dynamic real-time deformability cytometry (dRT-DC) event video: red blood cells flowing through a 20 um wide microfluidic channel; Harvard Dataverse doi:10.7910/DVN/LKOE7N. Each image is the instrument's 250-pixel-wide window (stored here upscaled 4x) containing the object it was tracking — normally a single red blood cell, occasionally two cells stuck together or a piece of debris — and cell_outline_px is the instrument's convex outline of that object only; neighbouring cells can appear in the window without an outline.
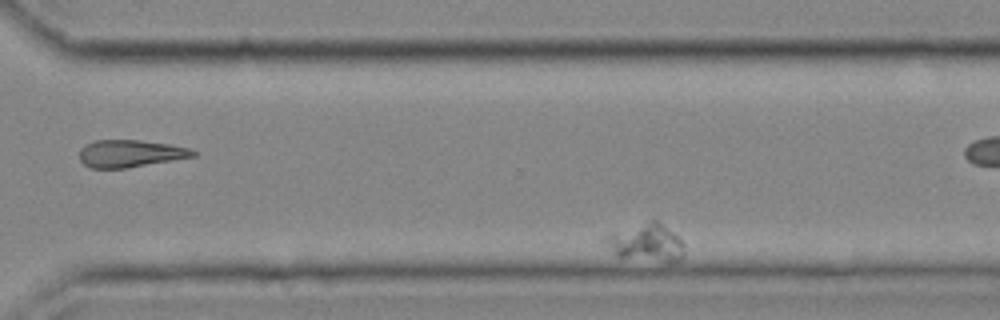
{"species": "common noctule bat (a hibernating species)", "species_latin": "Nyctalus noctula", "temperature_condition": "cold", "stored_images_in_passage": 53, "camera_frame_rate_fps": 3000, "um_per_image_px": 0.085, "animal": {"sex": "female", "body_mass_g": 25.1}, "frame": {"image": 1, "passage_image": 45, "time_ms": 14.667, "image_size_px": [1000, 320], "cell_outline_px": [[684, 256], [680, 260], [668, 260], [616, 256], [600, 240], [604, 236], [652, 220], [656, 220], [672, 232], [680, 240], [684, 252]], "centroid_in_image_um": [54.86, 20.61], "position_along_channel_um": 315.7, "area_um2": 16.42}}